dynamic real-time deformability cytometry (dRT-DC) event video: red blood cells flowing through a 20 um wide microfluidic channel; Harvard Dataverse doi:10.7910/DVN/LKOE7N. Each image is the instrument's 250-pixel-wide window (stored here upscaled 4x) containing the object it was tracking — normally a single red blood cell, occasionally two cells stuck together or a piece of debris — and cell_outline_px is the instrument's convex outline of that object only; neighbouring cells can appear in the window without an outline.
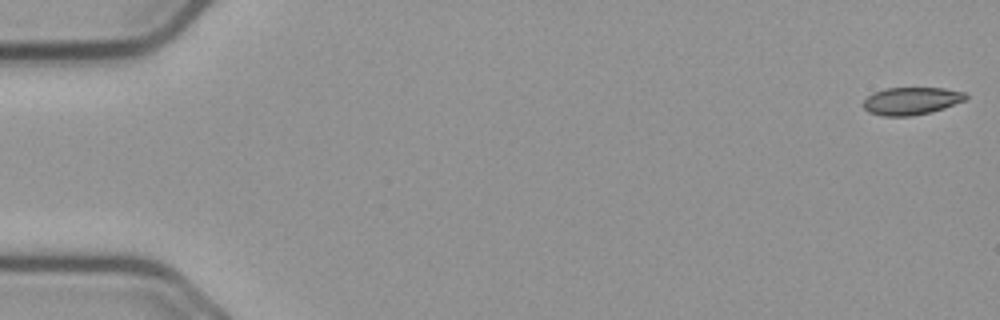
{"species": "common noctule bat (a hibernating species)", "species_latin": "Nyctalus noctula", "temperature_condition": "cold", "stored_images_in_passage": 56, "camera_frame_rate_fps": 3000, "um_per_image_px": 0.085, "animal": {"sex": "male", "body_mass_g": 23.1, "forearm_length_mm": 52.7}, "frame": {"image": 1, "passage_image": 1, "time_ms": 0.0, "image_size_px": [1000, 320], "cell_outline_px": [[968, 96], [964, 100], [944, 108], [912, 116], [884, 116], [868, 112], [864, 108], [864, 100], [872, 92], [888, 88], [944, 88], [964, 92]], "centroid_in_image_um": [77.44, 8.57], "position_along_channel_um": 7.6, "area_um2": 16.3}}
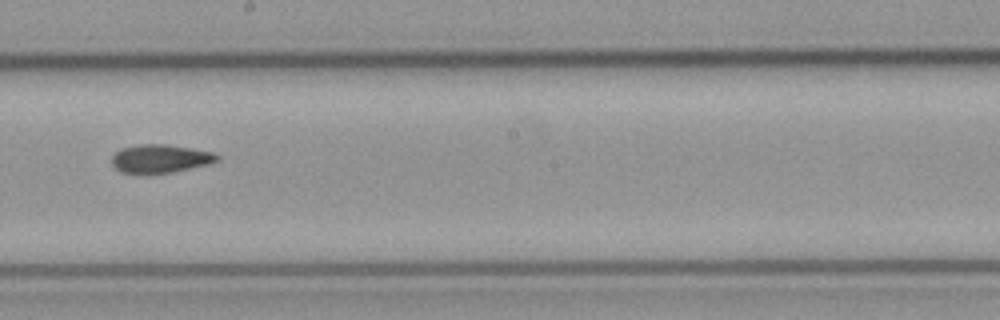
{"frame": {"image": 2, "passage_image": 32, "time_ms": 10.333, "image_size_px": [1000, 320], "cell_outline_px": [[220, 160], [208, 164], [172, 172], [120, 172], [112, 164], [112, 156], [120, 148], [140, 144], [164, 144], [212, 152], [220, 156]], "centroid_in_image_um": [13.62, 13.46], "position_along_channel_um": 234.6, "area_um2": 16.99}}
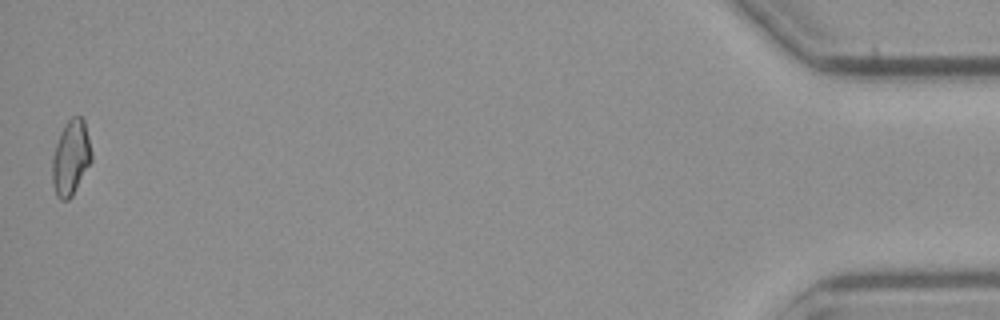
{"frame": {"image": 3, "passage_image": 56, "time_ms": 18.333, "image_size_px": [1000, 320], "cell_outline_px": [[92, 160], [72, 196], [68, 200], [60, 200], [56, 196], [52, 184], [52, 156], [60, 132], [64, 124], [72, 116], [80, 116], [84, 120], [92, 152]], "centroid_in_image_um": [6.01, 13.41], "position_along_channel_um": 429.2, "area_um2": 17.28}, "authors_computed_cell_mechanics": {"area_um2": 17.1088, "velocity_mm_per_s": 3.661, "shape_relaxation_time_tau1_ms": null, "shape_relaxation_time_tau2_ms": 7.5425, "deformation_change_tau1": null, "deformation_change_tau2": 0.137}}